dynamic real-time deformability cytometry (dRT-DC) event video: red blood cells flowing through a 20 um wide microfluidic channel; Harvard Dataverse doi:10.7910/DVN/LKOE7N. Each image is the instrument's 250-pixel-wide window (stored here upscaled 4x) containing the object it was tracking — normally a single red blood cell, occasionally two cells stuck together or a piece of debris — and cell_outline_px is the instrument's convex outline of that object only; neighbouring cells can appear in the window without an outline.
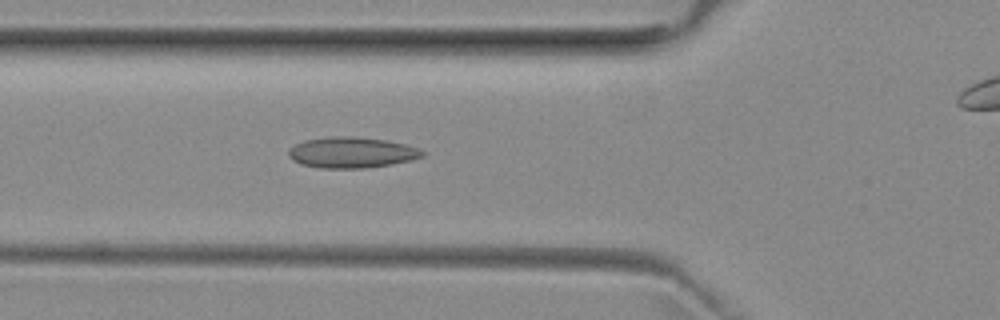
{"species": "common noctule bat (a hibernating species)", "species_latin": "Nyctalus noctula", "temperature_condition": "room temperature", "stored_images_in_passage": 43, "camera_frame_rate_fps": 3000, "um_per_image_px": 0.085, "animal": {"sex": "female", "body_mass_g": 29.2, "forearm_length_mm": 56.3}, "frame": {"image": 1, "passage_image": 16, "time_ms": 5.0, "image_size_px": [1000, 320], "cell_outline_px": [[428, 152], [424, 156], [412, 160], [392, 164], [364, 168], [320, 168], [300, 164], [292, 160], [288, 156], [288, 148], [304, 140], [328, 136], [356, 136], [384, 140], [404, 144], [420, 148]], "centroid_in_image_um": [29.89, 12.96], "position_along_channel_um": 95.9, "area_um2": 24.39}}
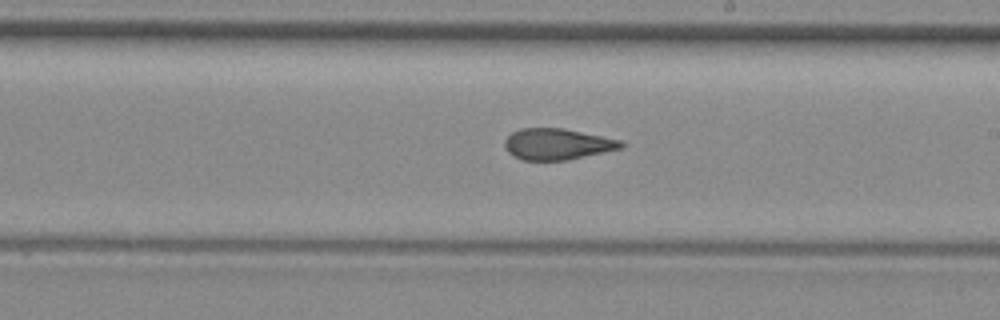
{"frame": {"image": 2, "passage_image": 27, "time_ms": 8.667, "image_size_px": [1000, 320], "cell_outline_px": [[624, 148], [568, 160], [524, 160], [512, 156], [508, 152], [504, 144], [504, 140], [512, 132], [520, 128], [564, 128], [624, 140]], "centroid_in_image_um": [47.41, 12.24], "position_along_channel_um": 241.6, "area_um2": 21.44}}
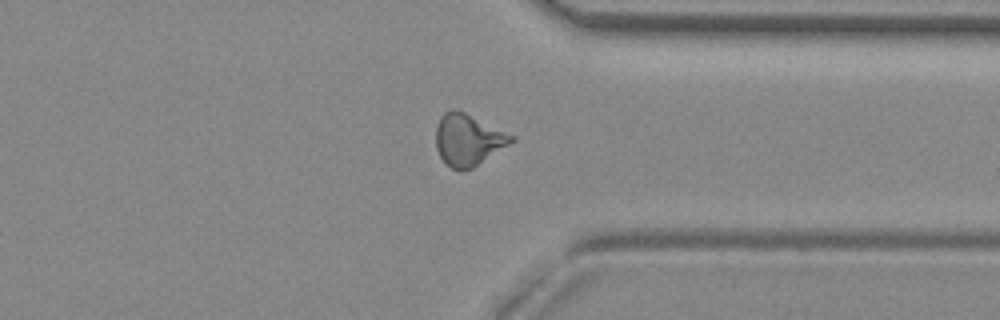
{"frame": {"image": 3, "passage_image": 37, "time_ms": 12.0, "image_size_px": [1000, 320], "cell_outline_px": [[516, 140], [472, 168], [460, 172], [452, 168], [440, 156], [436, 148], [436, 128], [440, 116], [444, 112], [452, 108], [456, 108], [516, 136]], "centroid_in_image_um": [39.79, 11.86], "position_along_channel_um": 371.6, "area_um2": 22.77}, "authors_computed_cell_mechanics": {"area_um2": 22.0796, "velocity_mm_per_s": 3.9849, "shape_relaxation_time_tau1_ms": null, "shape_relaxation_time_tau2_ms": 2.0351, "deformation_change_tau1": null, "deformation_change_tau2": 0.0981}}